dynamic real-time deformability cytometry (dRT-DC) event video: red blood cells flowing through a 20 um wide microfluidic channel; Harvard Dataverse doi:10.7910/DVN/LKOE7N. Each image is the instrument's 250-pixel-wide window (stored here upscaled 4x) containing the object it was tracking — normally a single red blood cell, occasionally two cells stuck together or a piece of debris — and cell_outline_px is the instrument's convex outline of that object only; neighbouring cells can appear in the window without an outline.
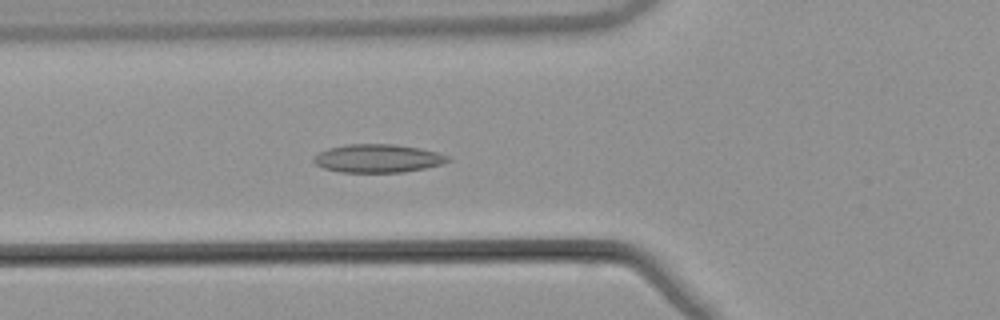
{"species": "common noctule bat (a hibernating species)", "species_latin": "Nyctalus noctula", "temperature_condition": "warm", "stored_images_in_passage": 38, "camera_frame_rate_fps": 3000, "um_per_image_px": 0.085, "animal": {"sex": "male", "body_mass_g": 21.5, "forearm_length_mm": 52.0}, "frame": {"image": 1, "passage_image": 3, "time_ms": 0.667, "image_size_px": [1000, 320], "cell_outline_px": [[452, 160], [440, 164], [424, 168], [404, 172], [340, 172], [324, 168], [316, 164], [312, 160], [312, 156], [328, 148], [348, 144], [392, 144], [420, 148], [436, 152], [448, 156]], "centroid_in_image_um": [32.09, 13.46], "position_along_channel_um": 93.7, "area_um2": 22.02}}
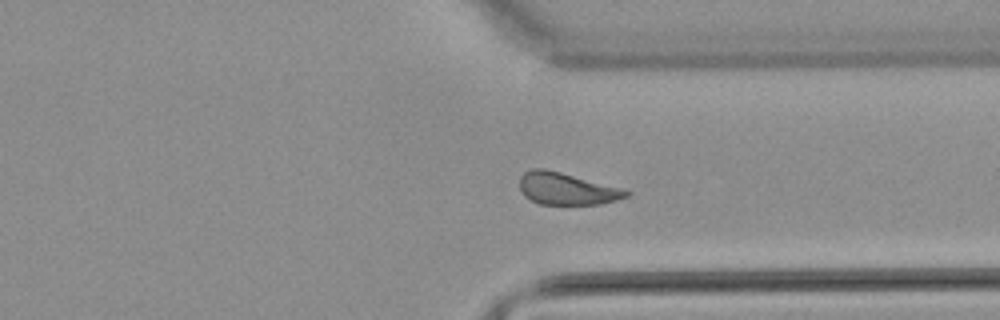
{"frame": {"image": 2, "passage_image": 24, "time_ms": 7.667, "image_size_px": [1000, 320], "cell_outline_px": [[632, 192], [628, 196], [616, 200], [600, 204], [540, 204], [524, 196], [520, 192], [520, 176], [524, 172], [532, 168], [544, 168], [624, 188]], "centroid_in_image_um": [48.17, 16.03], "position_along_channel_um": 363.2, "area_um2": 20.0}}
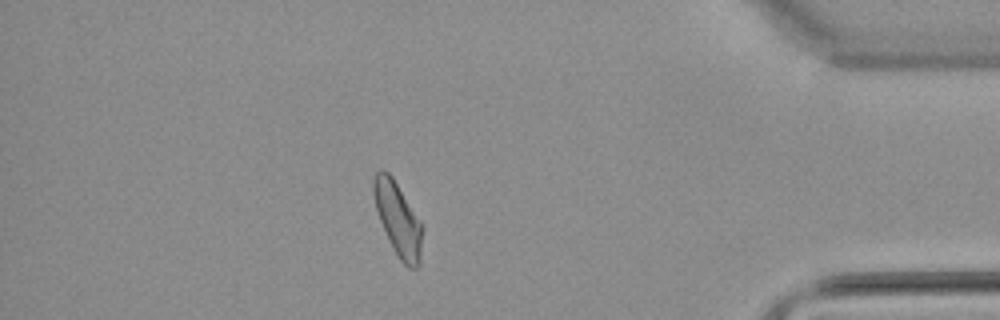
{"frame": {"image": 3, "passage_image": 30, "time_ms": 9.667, "image_size_px": [1000, 320], "cell_outline_px": [[420, 264], [416, 268], [408, 268], [400, 260], [392, 248], [380, 220], [376, 208], [372, 192], [372, 180], [376, 172], [380, 168], [384, 168], [392, 176], [420, 224]], "centroid_in_image_um": [33.75, 18.6], "position_along_channel_um": 401.4, "area_um2": 20.11}, "authors_computed_cell_mechanics": {"area_um2": 20.4901, "velocity_mm_per_s": 3.848, "shape_relaxation_time_tau1_ms": null, "shape_relaxation_time_tau2_ms": 3.2735, "deformation_change_tau1": null, "deformation_change_tau2": 0.0961}}